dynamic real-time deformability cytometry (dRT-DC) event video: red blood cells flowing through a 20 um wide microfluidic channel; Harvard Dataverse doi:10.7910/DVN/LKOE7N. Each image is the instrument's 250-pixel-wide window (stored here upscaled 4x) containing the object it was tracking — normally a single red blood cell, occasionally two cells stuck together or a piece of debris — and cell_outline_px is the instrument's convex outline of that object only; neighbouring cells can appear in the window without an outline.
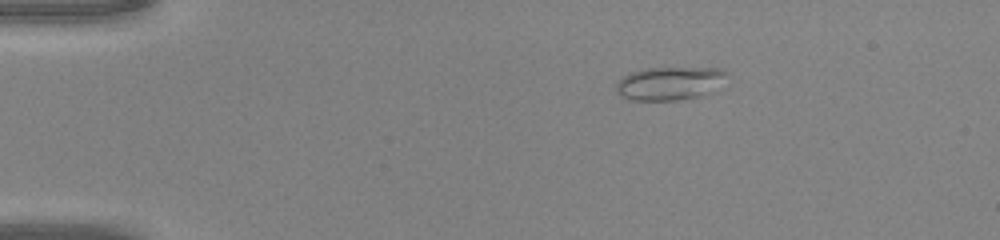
{"species": "common noctule bat (a hibernating species)", "species_latin": "Nyctalus noctula", "temperature_condition": "warm", "stored_images_in_passage": 39, "camera_frame_rate_fps": 3000, "um_per_image_px": 0.085, "animal": {"sex": "male", "body_mass_g": 20.0, "forearm_length_mm": 53.3}, "frame": {"image": 1, "passage_image": 1, "time_ms": 0.0, "image_size_px": [1000, 240], "cell_outline_px": [[728, 76], [712, 92], [700, 96], [676, 100], [628, 100], [620, 96], [616, 92], [616, 84], [628, 72], [644, 68], [720, 68], [728, 72]], "centroid_in_image_um": [56.91, 7.08], "position_along_channel_um": 28.1, "area_um2": 21.68}}
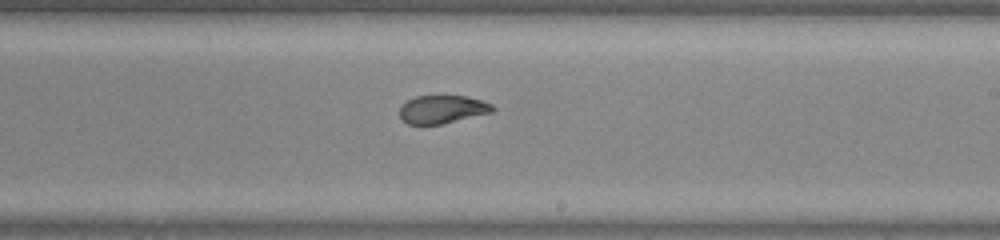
{"frame": {"image": 2, "passage_image": 21, "time_ms": 6.667, "image_size_px": [1000, 240], "cell_outline_px": [[496, 108], [492, 112], [440, 124], [408, 124], [400, 120], [400, 104], [416, 96], [464, 96], [480, 100], [492, 104]], "centroid_in_image_um": [37.56, 9.29], "position_along_channel_um": 251.4, "area_um2": 15.14}}
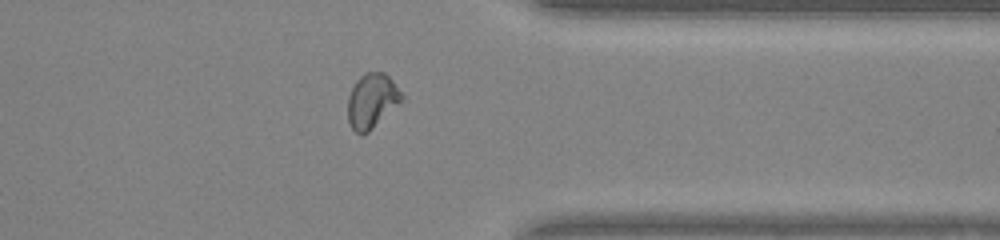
{"frame": {"image": 3, "passage_image": 30, "time_ms": 9.667, "image_size_px": [1000, 240], "cell_outline_px": [[404, 100], [368, 132], [356, 132], [348, 124], [348, 96], [356, 80], [364, 72], [384, 72], [392, 80], [404, 96]], "centroid_in_image_um": [31.62, 8.55], "position_along_channel_um": 379.8, "area_um2": 17.11}}